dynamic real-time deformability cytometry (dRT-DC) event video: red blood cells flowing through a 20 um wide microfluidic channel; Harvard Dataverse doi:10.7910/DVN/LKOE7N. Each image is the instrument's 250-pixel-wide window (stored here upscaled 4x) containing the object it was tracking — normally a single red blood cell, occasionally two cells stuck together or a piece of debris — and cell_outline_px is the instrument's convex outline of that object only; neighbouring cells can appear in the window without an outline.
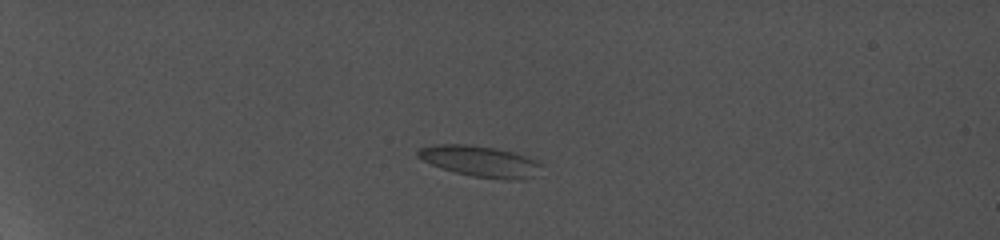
{"species": "common noctule bat (a hibernating species)", "species_latin": "Nyctalus noctula", "temperature_condition": "cold", "stored_images_in_passage": 14, "camera_frame_rate_fps": 5000, "um_per_image_px": 0.085, "animal": {"sex": "female", "body_mass_g": 19.0, "forearm_length_mm": 56.7}, "frame": {"image": 1, "passage_image": 5, "time_ms": 3.6, "image_size_px": [1000, 240], "cell_outline_px": [[544, 164], [536, 176], [524, 180], [508, 180], [472, 176], [456, 172], [432, 164], [416, 156], [416, 152], [420, 148], [432, 144], [472, 144], [512, 152], [536, 160]], "centroid_in_image_um": [40.86, 13.71], "position_along_channel_um": 44.1, "area_um2": 22.31}}
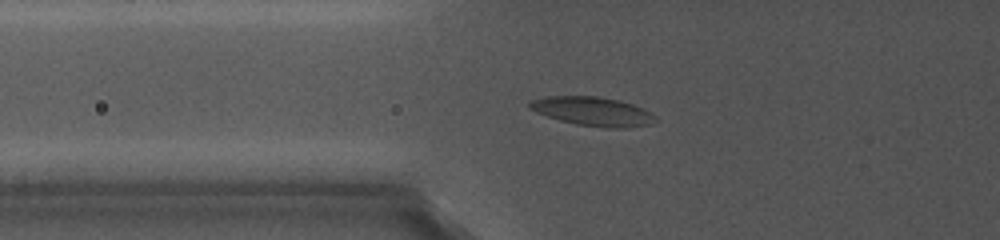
{"frame": {"image": 2, "passage_image": 8, "time_ms": 6.6, "image_size_px": [1000, 240], "cell_outline_px": [[660, 120], [652, 124], [624, 128], [608, 128], [576, 124], [560, 120], [536, 112], [528, 108], [528, 100], [548, 96], [596, 96], [620, 100], [644, 108], [652, 112]], "centroid_in_image_um": [50.42, 9.46], "position_along_channel_um": 75.4, "area_um2": 21.5}}